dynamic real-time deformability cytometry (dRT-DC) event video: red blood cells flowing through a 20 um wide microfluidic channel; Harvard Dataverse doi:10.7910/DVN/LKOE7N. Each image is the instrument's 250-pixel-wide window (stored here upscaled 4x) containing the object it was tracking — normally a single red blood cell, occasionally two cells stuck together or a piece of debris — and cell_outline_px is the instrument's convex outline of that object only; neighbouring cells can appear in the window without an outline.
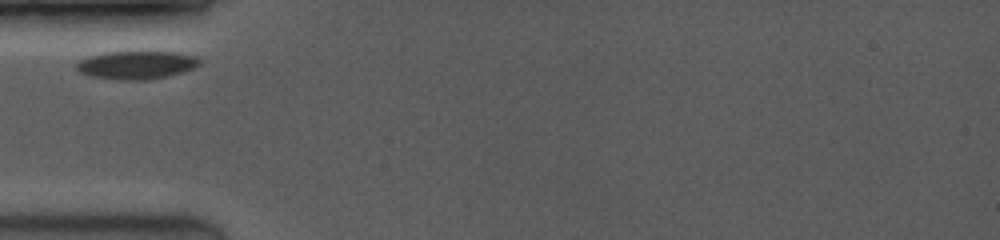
{"species": "common noctule bat (a hibernating species)", "species_latin": "Nyctalus noctula", "temperature_condition": "room temperature", "stored_images_in_passage": 23, "camera_frame_rate_fps": 3500, "um_per_image_px": 0.085, "animal": {"sex": "female", "body_mass_g": 19.0, "forearm_length_mm": 53.3}, "frame": {"image": 1, "passage_image": 1, "time_ms": 0.0, "image_size_px": [1000, 240], "cell_outline_px": [[200, 64], [196, 68], [184, 72], [168, 76], [144, 80], [116, 80], [92, 76], [80, 72], [76, 68], [76, 64], [80, 60], [88, 56], [108, 52], [176, 52], [196, 56], [200, 60]], "centroid_in_image_um": [11.63, 5.53], "position_along_channel_um": 73.4, "area_um2": 20.23}}
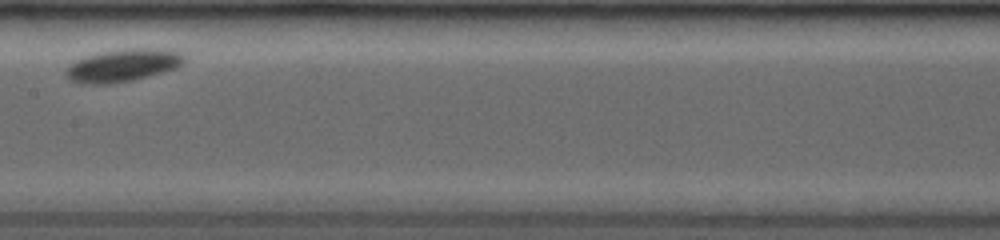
{"frame": {"image": 2, "passage_image": 9, "time_ms": 3.429, "image_size_px": [1000, 240], "cell_outline_px": [[184, 64], [176, 68], [148, 76], [132, 80], [112, 84], [80, 84], [68, 80], [64, 72], [68, 64], [84, 56], [100, 52], [128, 48], [160, 48], [180, 52], [184, 56]], "centroid_in_image_um": [10.4, 5.56], "position_along_channel_um": 197.0, "area_um2": 22.83}}
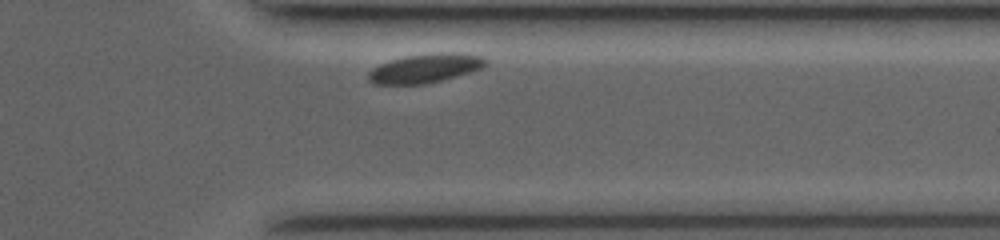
{"frame": {"image": 3, "passage_image": 21, "time_ms": 8.286, "image_size_px": [1000, 240], "cell_outline_px": [[488, 64], [480, 68], [456, 76], [428, 84], [372, 84], [368, 80], [368, 72], [372, 68], [380, 64], [392, 60], [408, 56], [440, 52], [452, 52], [480, 56], [488, 60]], "centroid_in_image_um": [36.12, 5.81], "position_along_channel_um": 375.3, "area_um2": 19.65}}